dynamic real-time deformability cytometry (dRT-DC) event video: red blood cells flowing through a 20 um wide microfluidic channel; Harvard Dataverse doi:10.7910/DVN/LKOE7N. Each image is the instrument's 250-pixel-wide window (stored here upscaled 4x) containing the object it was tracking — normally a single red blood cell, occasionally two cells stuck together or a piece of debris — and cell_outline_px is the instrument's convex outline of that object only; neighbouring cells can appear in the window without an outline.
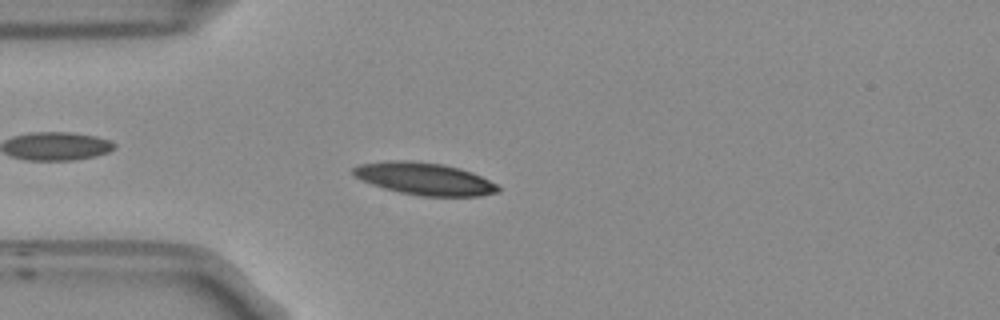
{"species": "Egyptian fruit bat (a non-hibernating species)", "species_latin": "Rousettus aegyptiacus", "temperature_condition": "room temperature", "stored_images_in_passage": 52, "camera_frame_rate_fps": 3000, "um_per_image_px": 0.085, "frame": {"image": 1, "passage_image": 13, "time_ms": 4.0, "image_size_px": [1000, 320], "cell_outline_px": [[500, 188], [496, 192], [480, 196], [420, 196], [400, 192], [384, 188], [372, 184], [356, 176], [352, 172], [352, 168], [360, 164], [388, 160], [408, 160], [444, 164], [460, 168], [472, 172], [496, 184]], "centroid_in_image_um": [36.08, 15.18], "position_along_channel_um": 48.9, "area_um2": 27.05}}
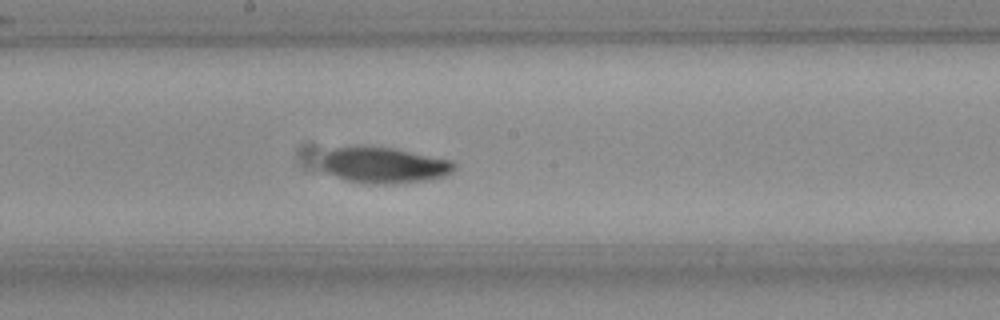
{"frame": {"image": 2, "passage_image": 27, "time_ms": 8.667, "image_size_px": [1000, 320], "cell_outline_px": [[456, 168], [452, 172], [444, 176], [428, 180], [392, 184], [364, 184], [344, 180], [328, 172], [324, 168], [324, 156], [332, 148], [392, 148], [452, 160], [456, 164]], "centroid_in_image_um": [32.72, 14.08], "position_along_channel_um": 215.5, "area_um2": 27.28}}
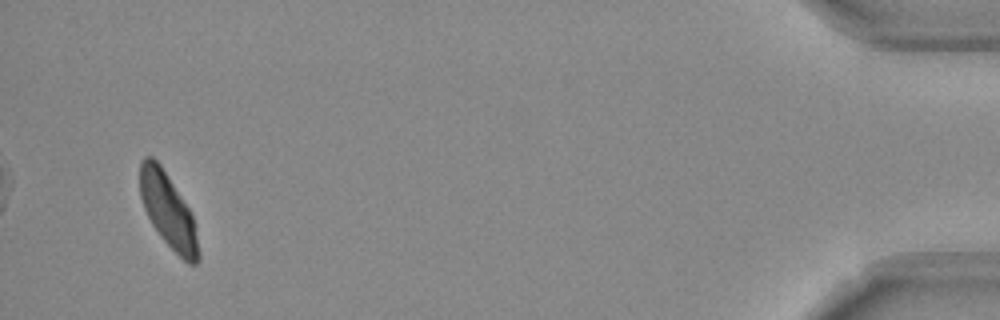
{"frame": {"image": 3, "passage_image": 50, "time_ms": 16.333, "image_size_px": [1000, 320], "cell_outline_px": [[200, 260], [196, 264], [188, 264], [160, 236], [152, 224], [144, 208], [140, 196], [140, 160], [144, 156], [152, 156], [160, 164], [188, 208], [192, 216], [200, 256]], "centroid_in_image_um": [14.26, 17.89], "position_along_channel_um": 420.9, "area_um2": 24.8}, "authors_computed_cell_mechanics": {"area_um2": 26.4146, "velocity_mm_per_s": 3.788, "shape_relaxation_time_tau1_ms": 4.4712, "shape_relaxation_time_tau2_ms": 2.4756, "deformation_change_tau1": 0.1287, "deformation_change_tau2": 0.072}}